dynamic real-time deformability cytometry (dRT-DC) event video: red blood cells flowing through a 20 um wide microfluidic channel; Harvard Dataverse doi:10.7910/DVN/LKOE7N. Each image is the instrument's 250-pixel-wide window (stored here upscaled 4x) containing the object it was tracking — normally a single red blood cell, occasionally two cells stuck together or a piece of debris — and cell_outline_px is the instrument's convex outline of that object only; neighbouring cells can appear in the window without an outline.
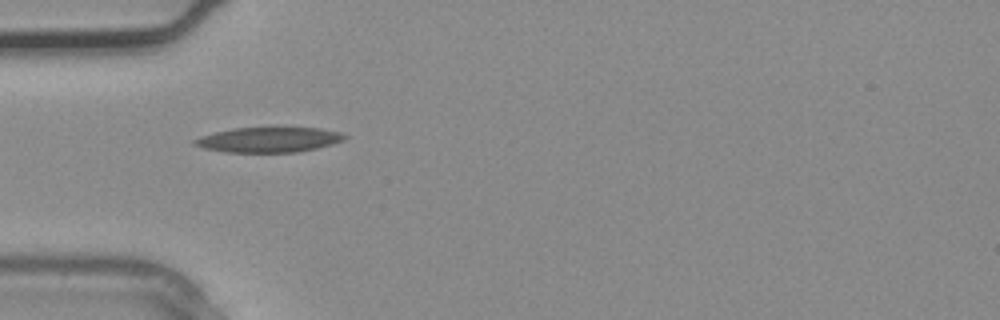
{"species": "common noctule bat (a hibernating species)", "species_latin": "Nyctalus noctula", "temperature_condition": "warm", "stored_images_in_passage": 1, "camera_frame_rate_fps": 3000, "um_per_image_px": 0.085, "animal": {"sex": "male", "body_mass_g": 20.4}, "frame": {"image": 1, "passage_image": 1, "time_ms": 0.0, "image_size_px": [1000, 320], "cell_outline_px": [[348, 136], [344, 140], [332, 144], [316, 148], [296, 152], [224, 152], [204, 148], [192, 144], [192, 140], [200, 136], [232, 128], [276, 124], [320, 128], [340, 132]], "centroid_in_image_um": [22.86, 11.82], "position_along_channel_um": 62.1, "area_um2": 23.12}}